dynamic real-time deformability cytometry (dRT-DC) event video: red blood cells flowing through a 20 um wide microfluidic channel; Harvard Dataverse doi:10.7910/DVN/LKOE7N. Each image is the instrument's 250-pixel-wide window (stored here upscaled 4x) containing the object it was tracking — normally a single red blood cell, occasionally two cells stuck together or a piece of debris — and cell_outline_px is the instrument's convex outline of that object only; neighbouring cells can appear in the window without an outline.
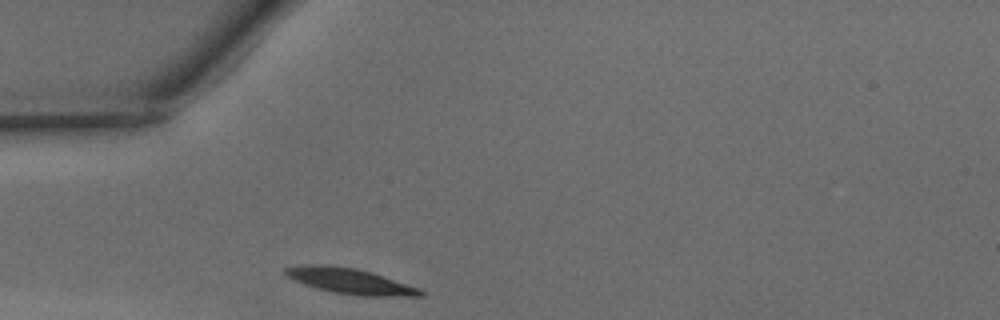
{"species": "common noctule bat (a hibernating species)", "species_latin": "Nyctalus noctula", "temperature_condition": "warm", "stored_images_in_passage": 24, "camera_frame_rate_fps": 3000, "um_per_image_px": 0.085, "animal": {"sex": "male", "body_mass_g": 15.6}, "frame": {"image": 1, "passage_image": 1, "time_ms": 0.0, "image_size_px": [1000, 320], "cell_outline_px": [[424, 296], [360, 296], [332, 292], [316, 288], [304, 284], [288, 276], [284, 272], [284, 268], [300, 264], [328, 264], [356, 268], [372, 272], [420, 288], [424, 292]], "centroid_in_image_um": [29.76, 23.88], "position_along_channel_um": 55.2, "area_um2": 20.29}}
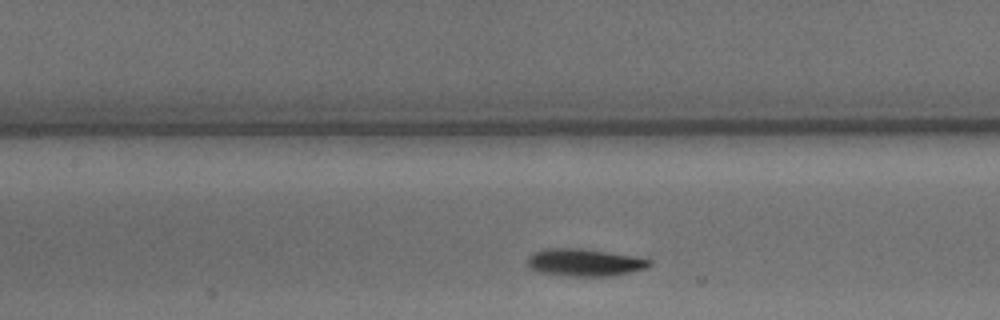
{"frame": {"image": 2, "passage_image": 9, "time_ms": 2.667, "image_size_px": [1000, 320], "cell_outline_px": [[652, 264], [648, 268], [632, 272], [612, 276], [568, 276], [540, 272], [532, 268], [528, 264], [528, 256], [532, 252], [548, 248], [580, 248], [632, 256], [652, 260]], "centroid_in_image_um": [49.71, 22.31], "position_along_channel_um": 157.7, "area_um2": 19.42}}
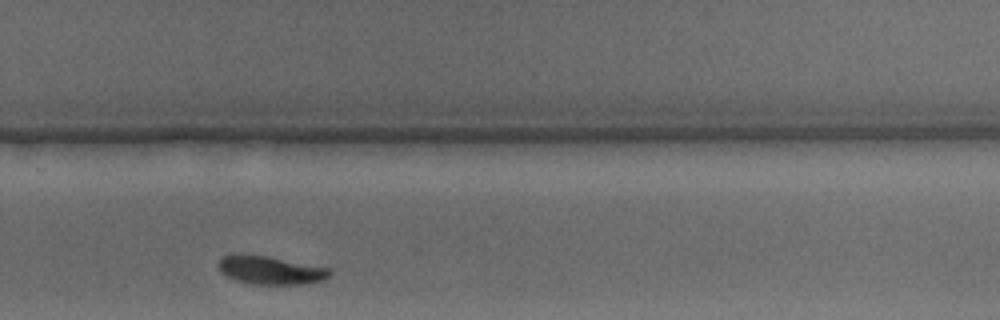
{"frame": {"image": 3, "passage_image": 20, "time_ms": 6.333, "image_size_px": [1000, 320], "cell_outline_px": [[332, 272], [328, 276], [320, 280], [304, 284], [252, 284], [236, 280], [220, 272], [220, 256], [232, 252], [244, 252], [328, 268]], "centroid_in_image_um": [22.89, 22.93], "position_along_channel_um": 306.9, "area_um2": 18.32}}